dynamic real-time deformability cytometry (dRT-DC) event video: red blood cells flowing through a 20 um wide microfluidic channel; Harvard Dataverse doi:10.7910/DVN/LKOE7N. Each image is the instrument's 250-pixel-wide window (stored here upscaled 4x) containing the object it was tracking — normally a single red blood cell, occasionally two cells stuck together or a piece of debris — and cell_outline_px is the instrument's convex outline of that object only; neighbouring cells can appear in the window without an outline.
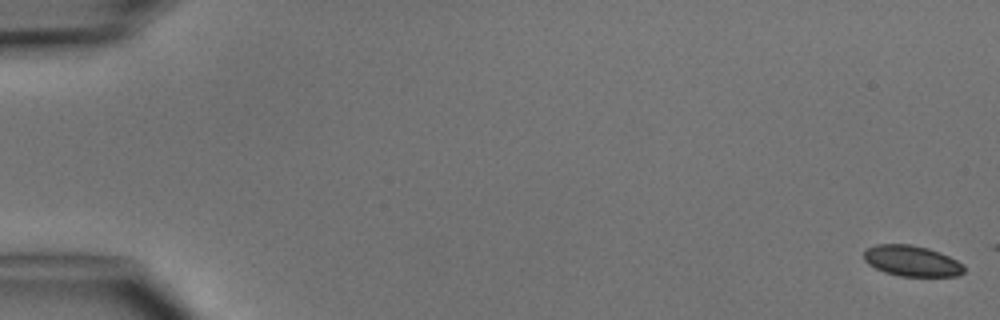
{"species": "common noctule bat (a hibernating species)", "species_latin": "Nyctalus noctula", "temperature_condition": "cold", "stored_images_in_passage": 4, "camera_frame_rate_fps": 3000, "um_per_image_px": 0.085, "animal": {"sex": "male", "body_mass_g": 15.6}, "frame": {"image": 1, "passage_image": 1, "time_ms": 0.0, "image_size_px": [1000, 320], "cell_outline_px": [[964, 272], [956, 276], [900, 276], [884, 272], [868, 264], [864, 260], [864, 252], [868, 248], [876, 244], [912, 244], [928, 248], [940, 252], [964, 264]], "centroid_in_image_um": [77.5, 22.17], "position_along_channel_um": 7.5, "area_um2": 17.98}}
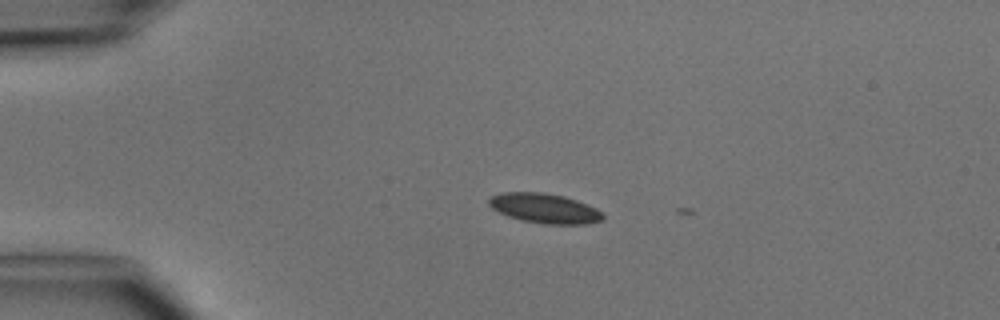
{"frame": {"image": 2, "passage_image": 4, "time_ms": 3.667, "image_size_px": [1000, 320], "cell_outline_px": [[604, 220], [584, 224], [544, 224], [520, 220], [508, 216], [492, 208], [488, 204], [488, 200], [492, 196], [504, 192], [544, 192], [564, 196], [588, 204], [604, 212]], "centroid_in_image_um": [46.32, 17.71], "position_along_channel_um": 38.7, "area_um2": 19.88}}